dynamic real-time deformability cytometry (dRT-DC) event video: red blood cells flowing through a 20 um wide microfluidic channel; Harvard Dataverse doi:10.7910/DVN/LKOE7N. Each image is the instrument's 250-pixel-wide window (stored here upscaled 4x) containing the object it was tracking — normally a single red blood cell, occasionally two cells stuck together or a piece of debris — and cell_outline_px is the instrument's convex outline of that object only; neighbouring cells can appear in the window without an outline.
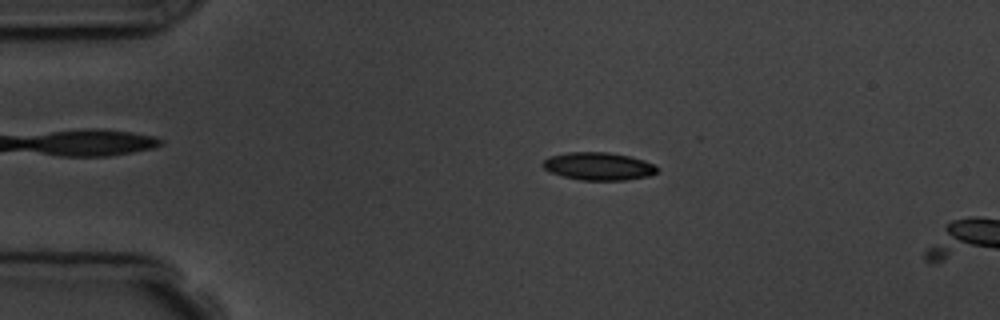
{"species": "common noctule bat (a hibernating species)", "species_latin": "Nyctalus noctula", "temperature_condition": "room temperature", "stored_images_in_passage": 3, "camera_frame_rate_fps": 3000, "um_per_image_px": 0.085, "animal": {"sex": "male", "body_mass_g": 19.5, "forearm_length_mm": 54.6}, "frame": {"image": 1, "passage_image": 2, "time_ms": 1.333, "image_size_px": [1000, 320], "cell_outline_px": [[660, 172], [648, 176], [624, 180], [580, 180], [548, 172], [540, 164], [544, 160], [552, 156], [568, 152], [608, 152], [628, 156], [644, 160], [656, 164], [660, 168]], "centroid_in_image_um": [50.91, 14.13], "position_along_channel_um": 34.1, "area_um2": 18.67}}